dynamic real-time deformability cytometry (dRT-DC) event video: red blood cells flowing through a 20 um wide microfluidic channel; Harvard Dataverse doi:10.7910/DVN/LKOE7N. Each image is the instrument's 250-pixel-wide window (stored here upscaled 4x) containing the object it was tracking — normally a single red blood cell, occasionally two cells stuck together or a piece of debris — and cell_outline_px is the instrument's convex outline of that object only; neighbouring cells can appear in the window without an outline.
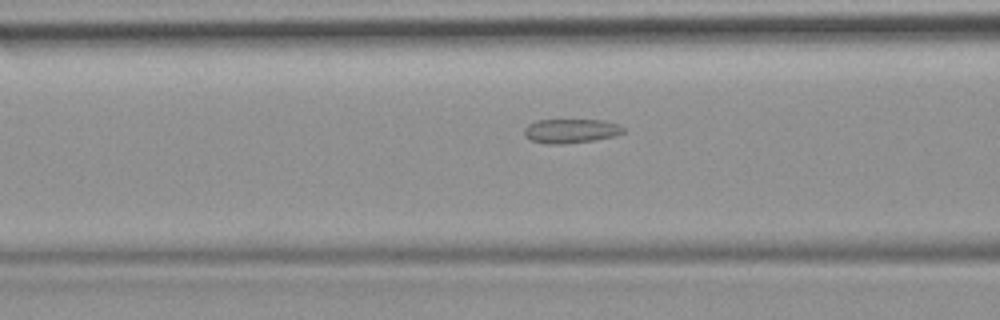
{"species": "common noctule bat (a hibernating species)", "species_latin": "Nyctalus noctula", "temperature_condition": "room temperature", "stored_images_in_passage": 6, "camera_frame_rate_fps": 3000, "um_per_image_px": 0.085, "animal": {"sex": "female", "body_mass_g": 19.9}, "frame": {"image": 1, "passage_image": 6, "time_ms": 5.667, "image_size_px": [1000, 320], "cell_outline_px": [[624, 132], [612, 136], [596, 140], [564, 144], [544, 144], [532, 140], [524, 136], [524, 128], [528, 124], [536, 120], [604, 120], [620, 124], [624, 128]], "centroid_in_image_um": [48.51, 11.13], "position_along_channel_um": 118.1, "area_um2": 14.1}}